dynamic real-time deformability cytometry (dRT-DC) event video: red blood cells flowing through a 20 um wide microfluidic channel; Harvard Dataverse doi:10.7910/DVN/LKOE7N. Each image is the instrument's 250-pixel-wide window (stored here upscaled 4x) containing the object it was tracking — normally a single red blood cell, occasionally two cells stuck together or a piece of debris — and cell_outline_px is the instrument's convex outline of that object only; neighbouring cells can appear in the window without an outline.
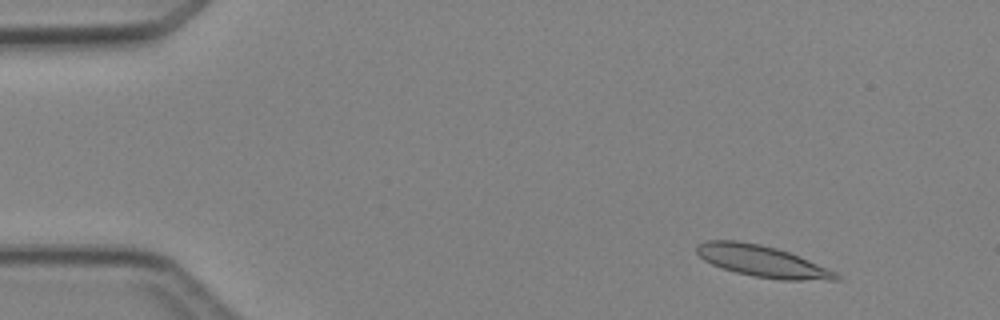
{"species": "Egyptian fruit bat (a non-hibernating species)", "species_latin": "Rousettus aegyptiacus", "temperature_condition": "cold", "stored_images_in_passage": 3, "camera_frame_rate_fps": 3000, "um_per_image_px": 0.085, "animal": {"sex": "female"}, "frame": {"image": 1, "passage_image": 1, "time_ms": 0.0, "image_size_px": [1000, 320], "cell_outline_px": [[840, 280], [780, 280], [752, 276], [736, 272], [712, 264], [704, 260], [696, 252], [696, 244], [704, 240], [736, 240], [760, 244], [776, 248], [788, 252], [808, 260], [836, 272], [840, 276]], "centroid_in_image_um": [64.75, 22.2], "position_along_channel_um": 20.2, "area_um2": 25.43}}